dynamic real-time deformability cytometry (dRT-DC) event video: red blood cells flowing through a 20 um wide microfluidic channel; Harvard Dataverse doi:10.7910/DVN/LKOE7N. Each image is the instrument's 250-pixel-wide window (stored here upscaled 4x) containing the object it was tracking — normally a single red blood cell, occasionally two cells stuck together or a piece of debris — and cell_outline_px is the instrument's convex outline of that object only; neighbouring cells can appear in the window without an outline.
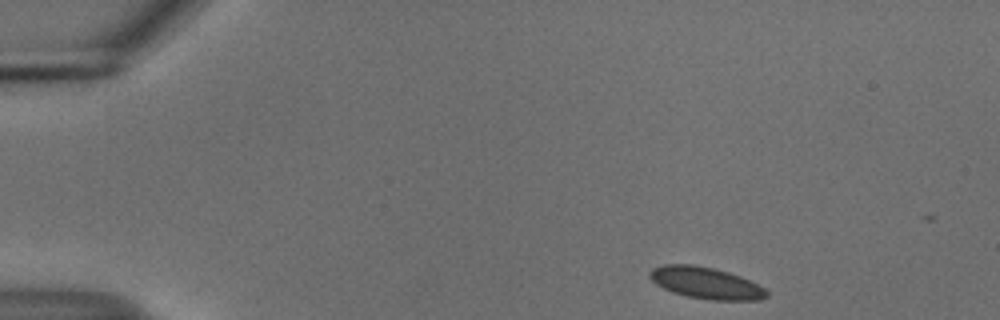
{"species": "common noctule bat (a hibernating species)", "species_latin": "Nyctalus noctula", "temperature_condition": "cold", "stored_images_in_passage": 45, "camera_frame_rate_fps": 3000, "um_per_image_px": 0.085, "animal": {"sex": "male", "body_mass_g": 18.8}, "frame": {"image": 1, "passage_image": 1, "time_ms": 0.0, "image_size_px": [1000, 320], "cell_outline_px": [[768, 296], [760, 300], [712, 300], [688, 296], [672, 292], [656, 284], [648, 276], [648, 272], [652, 268], [664, 264], [692, 264], [712, 268], [728, 272], [740, 276], [764, 288], [768, 292]], "centroid_in_image_um": [59.97, 24.05], "position_along_channel_um": 25.0, "area_um2": 21.44}}
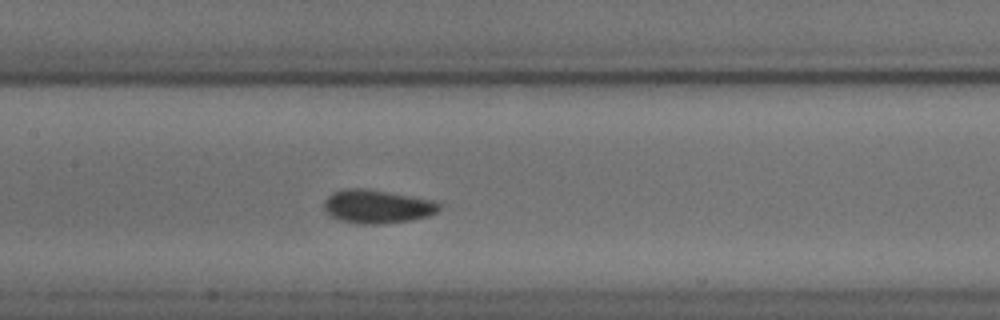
{"frame": {"image": 2, "passage_image": 20, "time_ms": 6.333, "image_size_px": [1000, 320], "cell_outline_px": [[440, 208], [436, 212], [428, 216], [408, 220], [384, 224], [360, 224], [340, 220], [332, 216], [324, 208], [324, 200], [332, 192], [348, 188], [364, 188], [436, 200], [440, 204]], "centroid_in_image_um": [32.07, 17.55], "position_along_channel_um": 175.3, "area_um2": 22.43}}
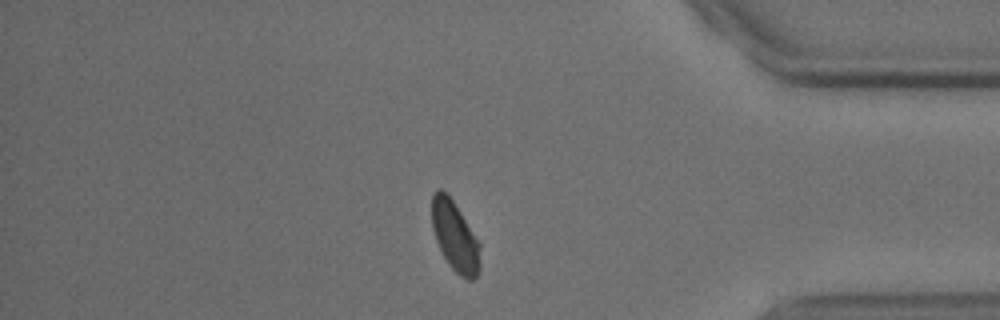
{"frame": {"image": 3, "passage_image": 40, "time_ms": 13.0, "image_size_px": [1000, 320], "cell_outline_px": [[480, 268], [476, 276], [472, 280], [468, 280], [460, 276], [448, 264], [436, 240], [432, 228], [432, 192], [436, 188], [440, 188], [452, 200], [460, 212], [480, 244]], "centroid_in_image_um": [38.66, 20.1], "position_along_channel_um": 396.5, "area_um2": 19.48}, "authors_computed_cell_mechanics": {"area_um2": 21.097, "velocity_mm_per_s": 3.6793, "shape_relaxation_time_tau1_ms": 2.1321, "shape_relaxation_time_tau2_ms": null, "deformation_change_tau1": 0.0651, "deformation_change_tau2": null}}